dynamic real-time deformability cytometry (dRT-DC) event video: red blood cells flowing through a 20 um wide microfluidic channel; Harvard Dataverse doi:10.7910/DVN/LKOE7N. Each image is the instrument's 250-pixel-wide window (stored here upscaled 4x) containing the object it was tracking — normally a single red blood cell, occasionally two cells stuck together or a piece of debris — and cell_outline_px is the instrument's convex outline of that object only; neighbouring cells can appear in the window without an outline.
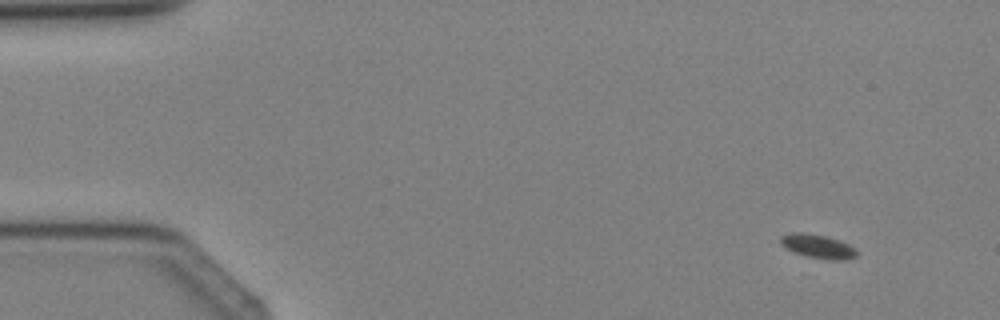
{"species": "Egyptian fruit bat (a non-hibernating species)", "species_latin": "Rousettus aegyptiacus", "temperature_condition": "cold", "stored_images_in_passage": 5, "camera_frame_rate_fps": 3000, "um_per_image_px": 0.085, "animal": {"sex": "female"}, "frame": {"image": 1, "passage_image": 2, "time_ms": 1.333, "image_size_px": [1000, 320], "cell_outline_px": [[860, 252], [856, 256], [844, 260], [828, 260], [808, 256], [796, 252], [780, 244], [780, 236], [792, 232], [804, 232], [824, 236], [848, 244], [856, 248]], "centroid_in_image_um": [69.54, 20.94], "position_along_channel_um": 15.5, "area_um2": 10.46}}
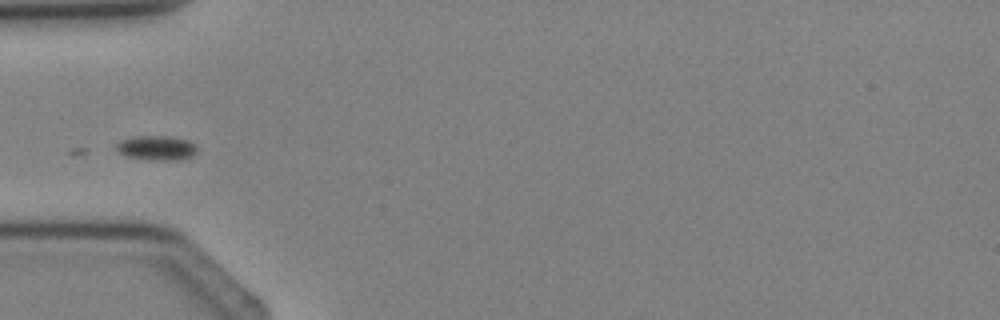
{"frame": {"image": 2, "passage_image": 5, "time_ms": 4.667, "image_size_px": [1000, 320], "cell_outline_px": [[196, 152], [192, 156], [180, 160], [160, 160], [124, 156], [116, 148], [116, 144], [120, 140], [132, 136], [168, 136], [188, 140], [196, 144]], "centroid_in_image_um": [13.31, 12.56], "position_along_channel_um": 71.7, "area_um2": 11.56}}